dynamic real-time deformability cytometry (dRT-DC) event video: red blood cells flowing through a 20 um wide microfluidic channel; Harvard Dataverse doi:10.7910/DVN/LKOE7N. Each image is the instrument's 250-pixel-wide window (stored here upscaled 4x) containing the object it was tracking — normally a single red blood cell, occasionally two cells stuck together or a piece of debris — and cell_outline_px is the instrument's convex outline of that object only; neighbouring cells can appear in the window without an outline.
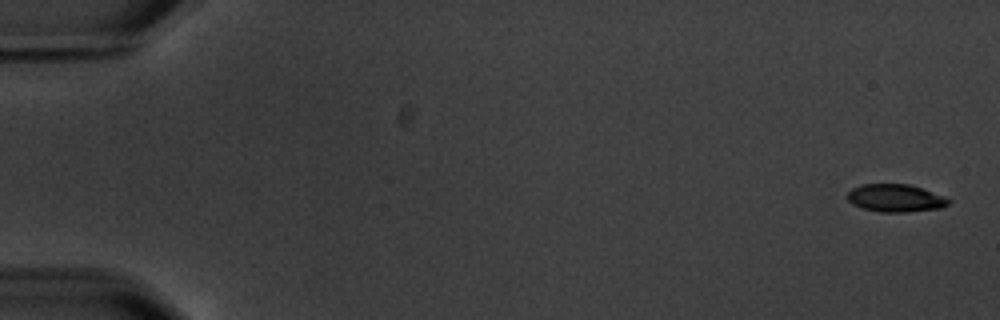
{"species": "common noctule bat (a hibernating species)", "species_latin": "Nyctalus noctula", "temperature_condition": "warm", "stored_images_in_passage": 5, "camera_frame_rate_fps": 3000, "um_per_image_px": 0.085, "animal": {"sex": "male", "body_mass_g": 20.1, "forearm_length_mm": 53.5}, "frame": {"image": 1, "passage_image": 1, "time_ms": 0.0, "image_size_px": [1000, 320], "cell_outline_px": [[952, 200], [948, 204], [940, 208], [908, 212], [880, 212], [864, 208], [852, 204], [844, 196], [852, 188], [860, 184], [908, 184], [920, 188]], "centroid_in_image_um": [76.05, 16.84], "position_along_channel_um": 8.9, "area_um2": 16.24}}
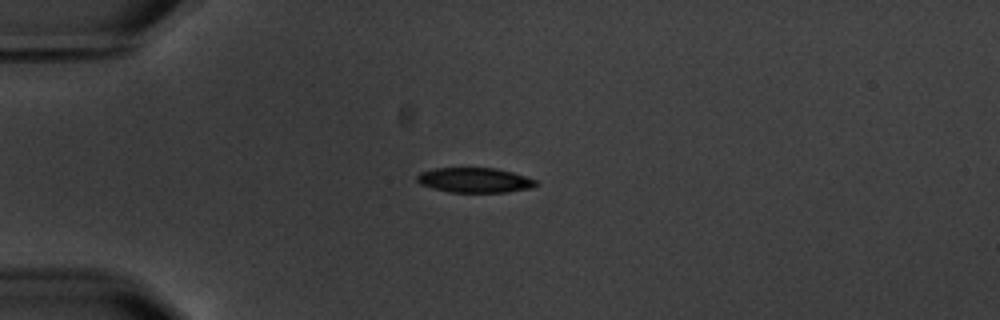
{"frame": {"image": 2, "passage_image": 5, "time_ms": 4.667, "image_size_px": [1000, 320], "cell_outline_px": [[540, 184], [532, 188], [504, 192], [448, 192], [432, 188], [420, 184], [416, 180], [416, 176], [420, 172], [432, 168], [496, 168], [512, 172], [540, 180]], "centroid_in_image_um": [40.38, 15.31], "position_along_channel_um": 44.6, "area_um2": 17.51}}